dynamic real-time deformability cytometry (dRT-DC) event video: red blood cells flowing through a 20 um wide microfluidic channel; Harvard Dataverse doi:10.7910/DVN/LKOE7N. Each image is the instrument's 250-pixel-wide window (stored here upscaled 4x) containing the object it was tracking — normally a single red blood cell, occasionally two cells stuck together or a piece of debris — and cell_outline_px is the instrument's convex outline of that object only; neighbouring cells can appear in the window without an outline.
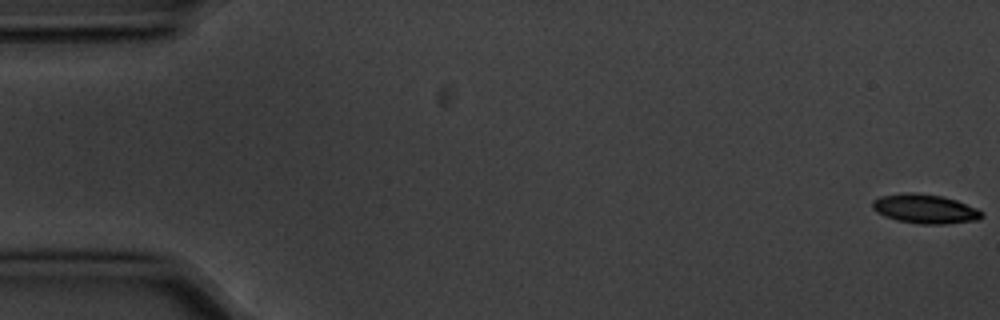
{"species": "common noctule bat (a hibernating species)", "species_latin": "Nyctalus noctula", "temperature_condition": "cold", "stored_images_in_passage": 3, "camera_frame_rate_fps": 3000, "um_per_image_px": 0.085, "animal": {"sex": "male", "body_mass_g": 20.1, "forearm_length_mm": 53.5}, "frame": {"image": 1, "passage_image": 1, "time_ms": 0.0, "image_size_px": [1000, 320], "cell_outline_px": [[984, 216], [976, 220], [944, 224], [920, 224], [896, 220], [884, 216], [876, 212], [872, 208], [872, 200], [880, 196], [908, 192], [912, 192], [944, 196], [956, 200], [976, 208], [984, 212]], "centroid_in_image_um": [78.61, 17.75], "position_along_channel_um": 6.4, "area_um2": 18.73}}